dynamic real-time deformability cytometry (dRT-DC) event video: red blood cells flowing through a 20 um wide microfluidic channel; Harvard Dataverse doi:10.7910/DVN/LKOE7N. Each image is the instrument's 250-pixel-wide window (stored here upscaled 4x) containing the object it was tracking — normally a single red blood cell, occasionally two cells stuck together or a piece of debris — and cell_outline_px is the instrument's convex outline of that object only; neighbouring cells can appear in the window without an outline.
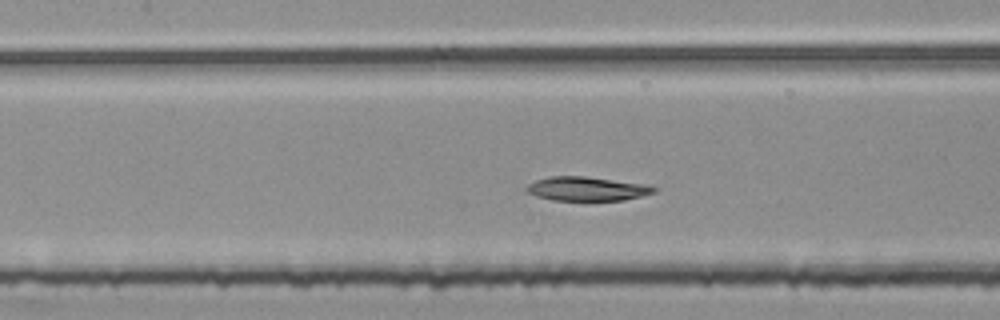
{"species": "common noctule bat (a hibernating species)", "species_latin": "Nyctalus noctula", "temperature_condition": "room temperature", "stored_images_in_passage": 46, "segment_of_instrument_passage": [2, 2], "camera_frame_rate_fps": 3000, "um_per_image_px": 0.085, "animal": {"sex": "female", "body_mass_g": 25.1}, "frame": {"image": 1, "passage_image": 20, "time_ms": 6.333, "image_size_px": [1000, 320], "cell_outline_px": [[656, 192], [624, 200], [552, 200], [536, 196], [528, 192], [528, 184], [536, 180], [548, 176], [584, 176], [644, 184], [656, 188]], "centroid_in_image_um": [49.87, 16.04], "position_along_channel_um": 157.5, "area_um2": 17.57}}
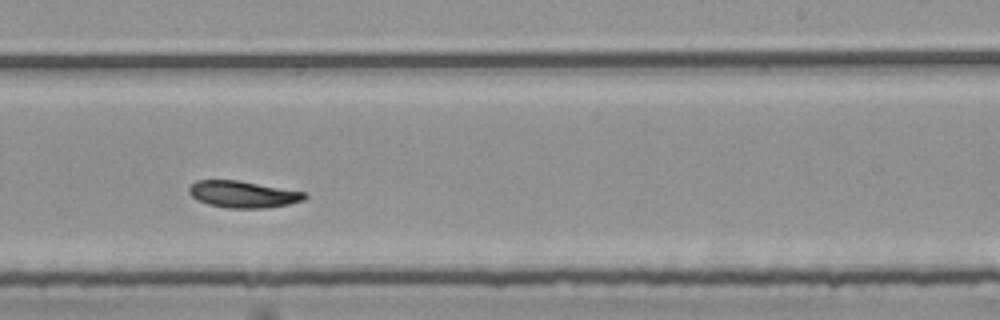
{"frame": {"image": 2, "passage_image": 29, "time_ms": 9.333, "image_size_px": [1000, 320], "cell_outline_px": [[308, 196], [304, 200], [288, 204], [268, 208], [228, 208], [208, 204], [196, 200], [188, 192], [188, 188], [196, 180], [236, 180], [304, 192]], "centroid_in_image_um": [20.63, 16.52], "position_along_channel_um": 268.4, "area_um2": 17.92}}
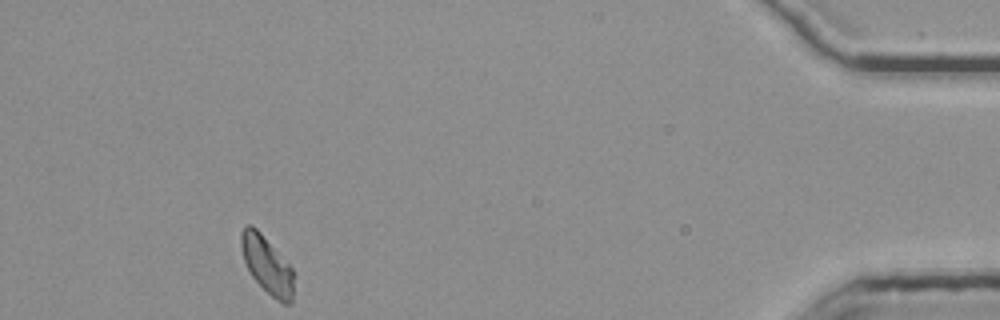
{"frame": {"image": 3, "passage_image": 46, "time_ms": 15.0, "image_size_px": [1000, 320], "cell_outline_px": [[292, 304], [284, 304], [276, 300], [252, 276], [244, 260], [240, 244], [240, 232], [244, 224], [252, 224], [260, 232], [292, 268]], "centroid_in_image_um": [22.66, 22.48], "position_along_channel_um": 412.5, "area_um2": 17.22}}